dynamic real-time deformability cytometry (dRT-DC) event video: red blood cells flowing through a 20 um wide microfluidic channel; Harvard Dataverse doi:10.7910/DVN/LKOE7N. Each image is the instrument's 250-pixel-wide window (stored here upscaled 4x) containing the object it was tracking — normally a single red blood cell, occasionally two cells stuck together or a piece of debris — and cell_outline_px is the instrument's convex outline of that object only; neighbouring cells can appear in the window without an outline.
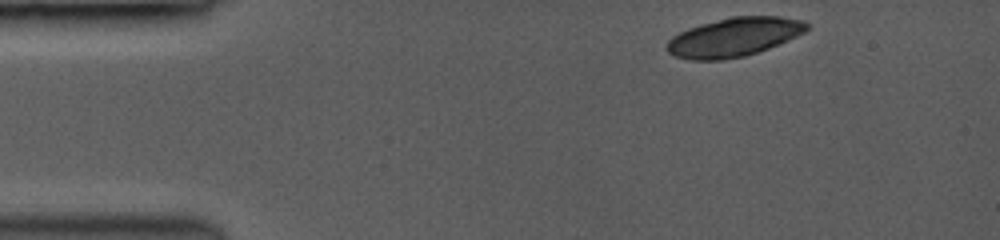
{"species": "common noctule bat (a hibernating species)", "species_latin": "Nyctalus noctula", "temperature_condition": "room temperature", "stored_images_in_passage": 7, "camera_frame_rate_fps": 3500, "um_per_image_px": 0.085, "animal": {"sex": "female", "body_mass_g": 19.0, "forearm_length_mm": 53.3}, "frame": {"image": 1, "passage_image": 1, "time_ms": 0.0, "image_size_px": [1000, 240], "cell_outline_px": [[808, 28], [804, 32], [768, 48], [744, 56], [720, 60], [692, 60], [676, 56], [668, 52], [668, 40], [672, 36], [688, 28], [732, 16], [776, 16], [800, 20], [808, 24]], "centroid_in_image_um": [62.36, 3.15], "position_along_channel_um": 22.6, "area_um2": 31.04}}